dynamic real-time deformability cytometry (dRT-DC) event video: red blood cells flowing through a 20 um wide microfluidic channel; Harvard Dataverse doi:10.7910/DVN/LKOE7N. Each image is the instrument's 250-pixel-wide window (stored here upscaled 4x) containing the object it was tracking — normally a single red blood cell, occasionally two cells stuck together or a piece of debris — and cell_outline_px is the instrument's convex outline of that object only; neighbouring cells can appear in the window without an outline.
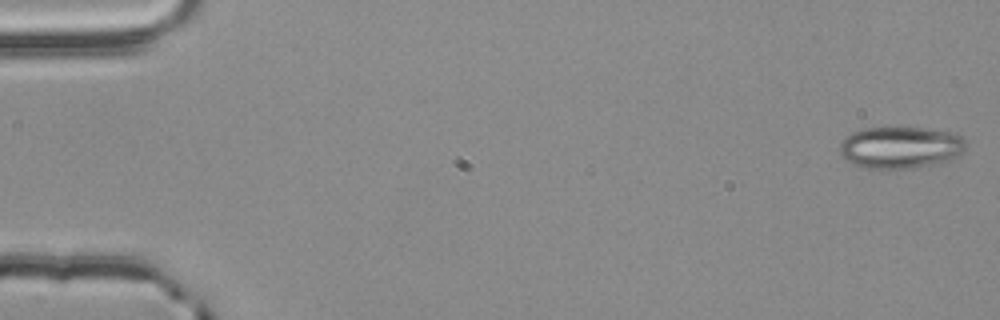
{"species": "common noctule bat (a hibernating species)", "species_latin": "Nyctalus noctula", "temperature_condition": "room temperature", "stored_images_in_passage": 55, "camera_frame_rate_fps": 3000, "um_per_image_px": 0.085, "animal": {"sex": "male", "body_mass_g": 20.4}, "frame": {"image": 1, "passage_image": 1, "time_ms": 0.0, "image_size_px": [1000, 320], "cell_outline_px": [[968, 144], [956, 156], [948, 160], [916, 168], [864, 168], [852, 164], [840, 152], [840, 144], [852, 132], [864, 128], [924, 128], [948, 132], [964, 136]], "centroid_in_image_um": [76.56, 12.53], "position_along_channel_um": 8.4, "area_um2": 30.46}}
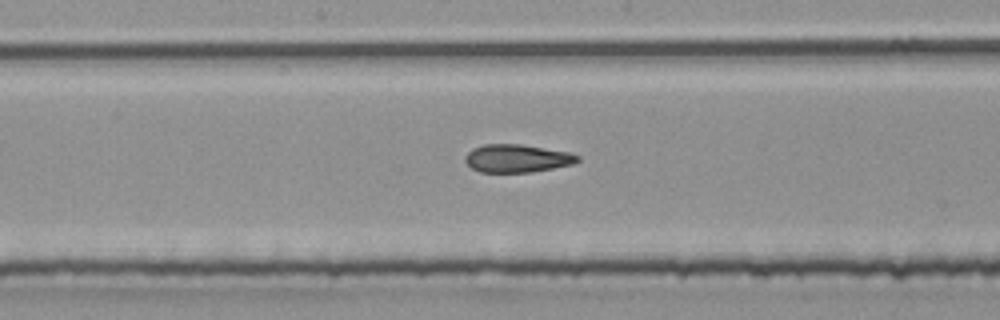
{"frame": {"image": 2, "passage_image": 29, "time_ms": 9.333, "image_size_px": [1000, 320], "cell_outline_px": [[580, 160], [572, 164], [532, 172], [480, 172], [472, 168], [464, 160], [464, 156], [472, 148], [484, 144], [520, 144], [568, 152], [580, 156]], "centroid_in_image_um": [43.92, 13.46], "position_along_channel_um": 204.3, "area_um2": 18.26}}
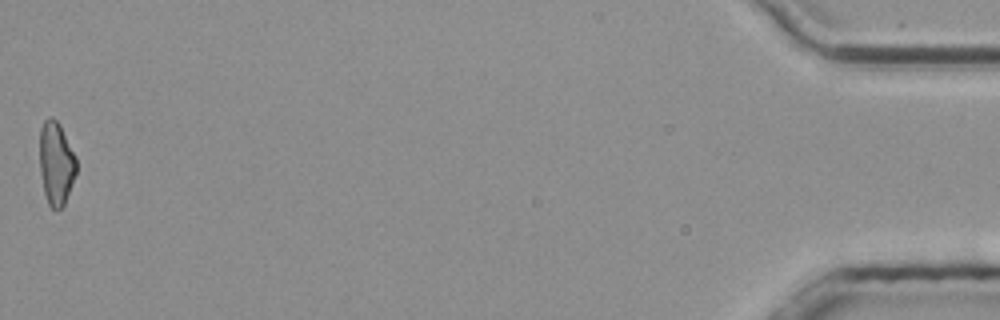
{"frame": {"image": 3, "passage_image": 55, "time_ms": 18.0, "image_size_px": [1000, 320], "cell_outline_px": [[76, 172], [72, 184], [64, 204], [60, 208], [52, 208], [48, 204], [44, 192], [40, 172], [40, 128], [44, 120], [48, 116], [52, 116], [56, 120], [76, 156]], "centroid_in_image_um": [4.75, 13.87], "position_along_channel_um": 430.4, "area_um2": 17.57}, "authors_computed_cell_mechanics": {"area_um2": 18.7272, "velocity_mm_per_s": 3.7946, "shape_relaxation_time_tau1_ms": null, "shape_relaxation_time_tau2_ms": 1.5694, "deformation_change_tau1": null, "deformation_change_tau2": 0.0972}}